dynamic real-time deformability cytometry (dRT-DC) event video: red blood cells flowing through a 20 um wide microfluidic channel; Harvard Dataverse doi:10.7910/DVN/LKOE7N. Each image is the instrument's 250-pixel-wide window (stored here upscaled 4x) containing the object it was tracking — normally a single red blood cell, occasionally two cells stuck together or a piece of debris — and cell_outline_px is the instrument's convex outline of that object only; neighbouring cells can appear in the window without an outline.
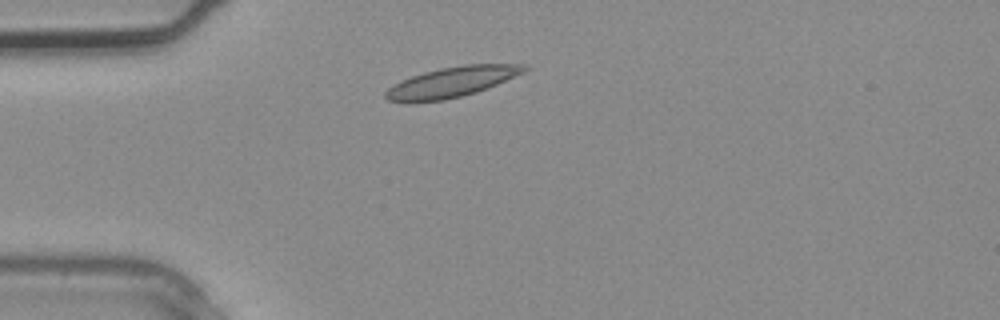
{"species": "common noctule bat (a hibernating species)", "species_latin": "Nyctalus noctula", "temperature_condition": "warm", "stored_images_in_passage": 5, "segment_of_instrument_passage": [2, 2], "camera_frame_rate_fps": 3000, "um_per_image_px": 0.085, "animal": {"sex": "male", "body_mass_g": 20.4}, "frame": {"image": 1, "passage_image": 5, "time_ms": 1.333, "image_size_px": [1000, 320], "cell_outline_px": [[528, 68], [524, 72], [496, 84], [476, 92], [444, 100], [388, 100], [384, 96], [384, 92], [388, 88], [412, 76], [424, 72], [440, 68], [464, 64], [524, 64]], "centroid_in_image_um": [38.46, 6.94], "position_along_channel_um": 46.5, "area_um2": 23.58}}